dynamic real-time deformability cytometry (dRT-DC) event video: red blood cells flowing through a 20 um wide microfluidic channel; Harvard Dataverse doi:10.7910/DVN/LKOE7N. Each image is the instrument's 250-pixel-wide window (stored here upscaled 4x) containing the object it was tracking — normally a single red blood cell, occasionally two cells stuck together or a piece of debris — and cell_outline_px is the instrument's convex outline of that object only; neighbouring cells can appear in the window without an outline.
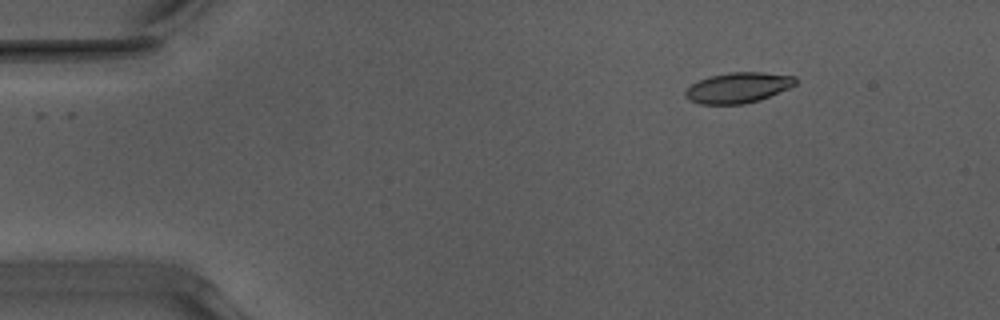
{"species": "Egyptian fruit bat (a non-hibernating species)", "species_latin": "Rousettus aegyptiacus", "temperature_condition": "warm", "stored_images_in_passage": 4, "camera_frame_rate_fps": 3000, "um_per_image_px": 0.085, "animal": {"sex": "male"}, "frame": {"image": 1, "passage_image": 1, "time_ms": 0.0, "image_size_px": [1000, 320], "cell_outline_px": [[796, 84], [788, 88], [760, 100], [744, 104], [700, 104], [688, 100], [684, 96], [684, 92], [692, 84], [708, 76], [728, 72], [764, 72], [796, 76]], "centroid_in_image_um": [62.72, 7.45], "position_along_channel_um": 22.3, "area_um2": 19.65}}